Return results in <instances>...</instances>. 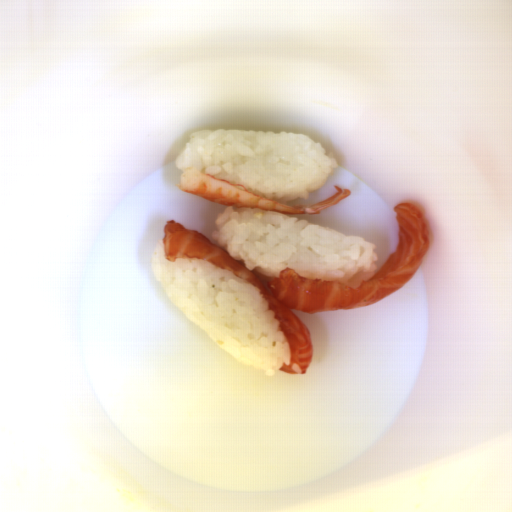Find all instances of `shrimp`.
<instances>
[{"instance_id": "shrimp-1", "label": "shrimp", "mask_w": 512, "mask_h": 512, "mask_svg": "<svg viewBox=\"0 0 512 512\" xmlns=\"http://www.w3.org/2000/svg\"><path fill=\"white\" fill-rule=\"evenodd\" d=\"M180 190L198 198L225 206H247L282 215H315L352 194V189L334 186L336 193L323 201L292 206L272 202L249 192L245 186L232 185L196 169H187L179 184Z\"/></svg>"}]
</instances>
